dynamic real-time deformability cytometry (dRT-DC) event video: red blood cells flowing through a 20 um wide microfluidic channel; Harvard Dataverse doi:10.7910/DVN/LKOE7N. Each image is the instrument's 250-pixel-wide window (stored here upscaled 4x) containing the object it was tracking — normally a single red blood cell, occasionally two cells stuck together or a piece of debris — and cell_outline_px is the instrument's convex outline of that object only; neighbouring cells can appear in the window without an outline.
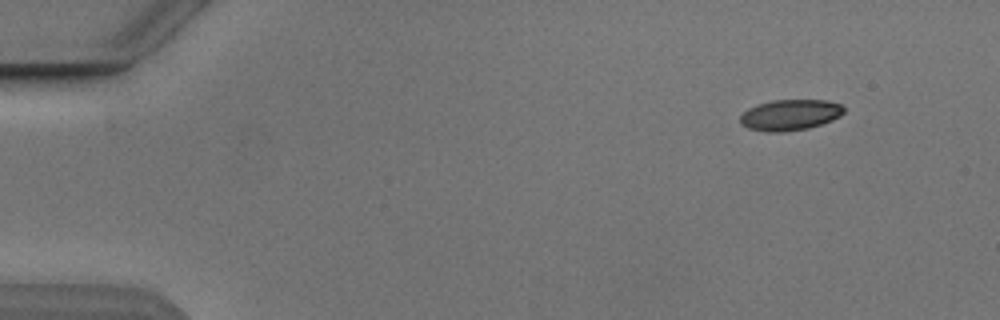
{"species": "Egyptian fruit bat (a non-hibernating species)", "species_latin": "Rousettus aegyptiacus", "temperature_condition": "cold", "stored_images_in_passage": 5, "camera_frame_rate_fps": 3000, "um_per_image_px": 0.085, "animal": {"sex": "male"}, "frame": {"image": 1, "passage_image": 1, "time_ms": 0.0, "image_size_px": [1000, 320], "cell_outline_px": [[844, 112], [840, 116], [832, 120], [808, 128], [784, 132], [764, 132], [748, 128], [740, 124], [740, 116], [748, 108], [772, 100], [828, 100], [840, 104], [844, 108]], "centroid_in_image_um": [67.15, 9.77], "position_along_channel_um": 17.9, "area_um2": 18.67}}
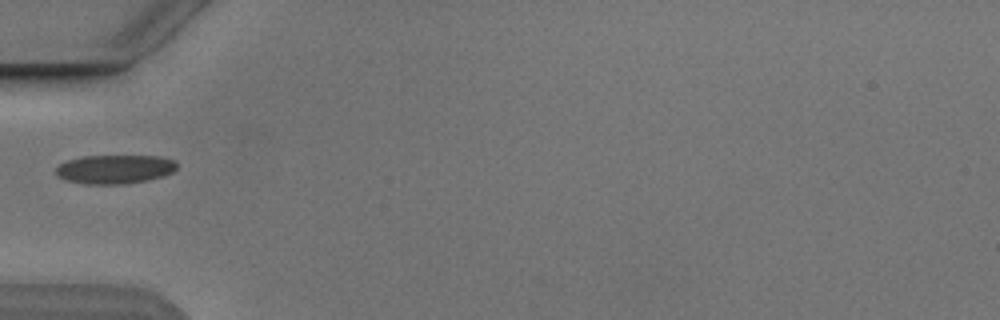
{"frame": {"image": 2, "passage_image": 4, "time_ms": 4.333, "image_size_px": [1000, 320], "cell_outline_px": [[176, 168], [172, 172], [164, 176], [148, 180], [124, 184], [84, 184], [64, 180], [56, 176], [56, 168], [60, 164], [68, 160], [84, 156], [160, 156], [176, 160]], "centroid_in_image_um": [9.75, 14.39], "position_along_channel_um": 75.2, "area_um2": 20.52}}
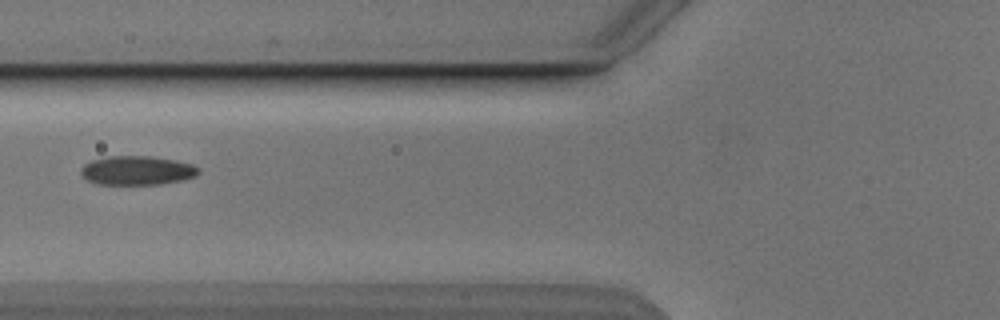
{"frame": {"image": 3, "passage_image": 5, "time_ms": 5.333, "image_size_px": [1000, 320], "cell_outline_px": [[200, 172], [196, 176], [180, 180], [160, 184], [96, 184], [80, 176], [80, 168], [84, 164], [92, 160], [108, 156], [152, 156], [176, 160], [192, 164], [200, 168]], "centroid_in_image_um": [11.63, 14.48], "position_along_channel_um": 114.2, "area_um2": 20.06}}